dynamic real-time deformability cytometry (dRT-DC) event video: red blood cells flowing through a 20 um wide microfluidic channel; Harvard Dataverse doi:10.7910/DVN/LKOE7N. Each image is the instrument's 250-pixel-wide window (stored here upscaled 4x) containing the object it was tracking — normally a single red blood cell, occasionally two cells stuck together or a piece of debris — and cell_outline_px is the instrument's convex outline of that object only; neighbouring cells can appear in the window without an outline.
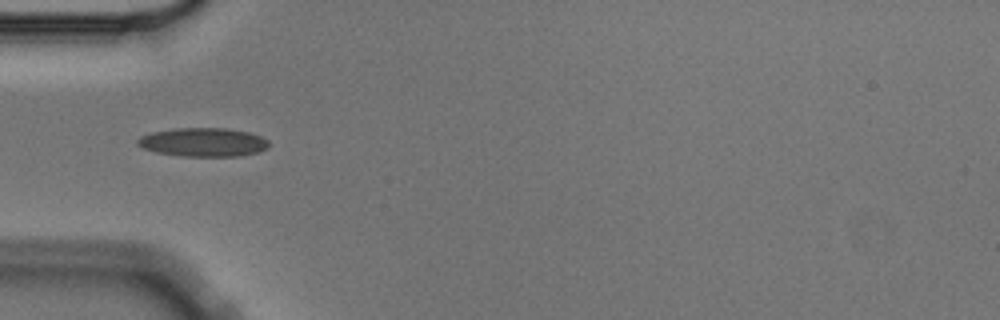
{"species": "Egyptian fruit bat (a non-hibernating species)", "species_latin": "Rousettus aegyptiacus", "temperature_condition": "cold", "stored_images_in_passage": 2, "camera_frame_rate_fps": 3000, "um_per_image_px": 0.085, "animal": {"sex": "male"}, "frame": {"image": 1, "passage_image": 1, "time_ms": 0.0, "image_size_px": [1000, 320], "cell_outline_px": [[268, 148], [256, 152], [240, 156], [184, 156], [156, 152], [144, 148], [136, 144], [136, 140], [140, 136], [152, 132], [176, 128], [224, 128], [248, 132], [260, 136], [268, 140]], "centroid_in_image_um": [17.25, 12.08], "position_along_channel_um": 67.7, "area_um2": 21.85}}
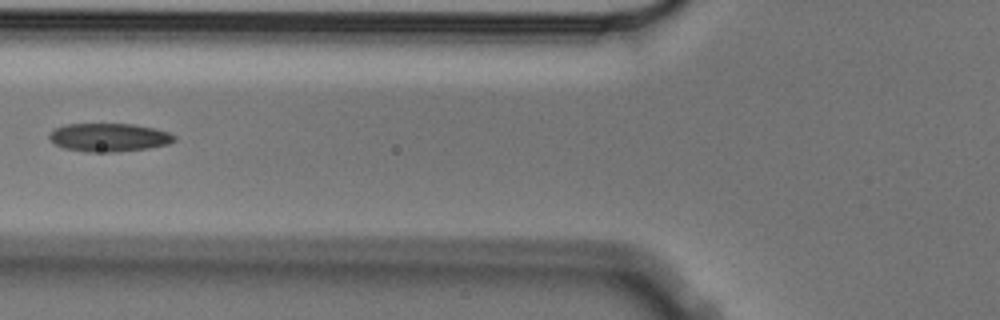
{"frame": {"image": 2, "passage_image": 2, "time_ms": 0.333, "image_size_px": [1000, 320], "cell_outline_px": [[176, 140], [168, 144], [148, 148], [116, 152], [88, 152], [64, 148], [56, 144], [48, 136], [56, 128], [64, 124], [132, 124], [156, 128], [168, 132], [176, 136]], "centroid_in_image_um": [9.3, 11.68], "position_along_channel_um": 116.5, "area_um2": 20.58}}